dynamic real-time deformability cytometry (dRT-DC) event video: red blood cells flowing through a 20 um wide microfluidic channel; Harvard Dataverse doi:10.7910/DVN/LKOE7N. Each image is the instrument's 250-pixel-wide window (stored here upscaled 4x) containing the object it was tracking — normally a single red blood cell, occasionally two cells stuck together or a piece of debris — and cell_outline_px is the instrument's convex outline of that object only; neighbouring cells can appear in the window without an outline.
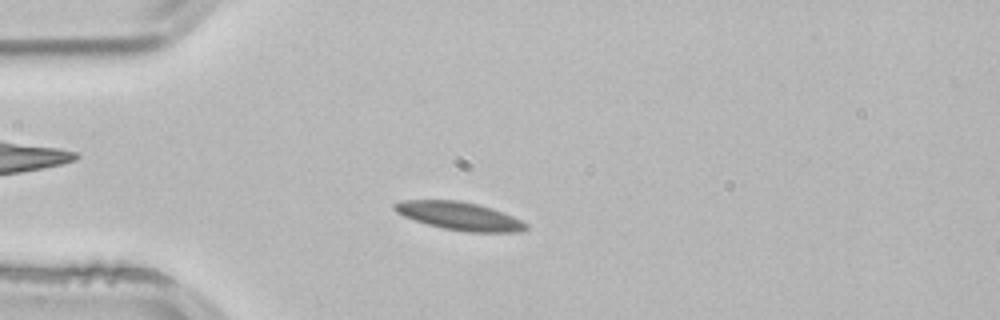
{"species": "common noctule bat (a hibernating species)", "species_latin": "Nyctalus noctula", "temperature_condition": "room temperature", "stored_images_in_passage": 4, "camera_frame_rate_fps": 3000, "um_per_image_px": 0.085, "animal": {"sex": "male", "body_mass_g": 21.5, "forearm_length_mm": 52.0}, "frame": {"image": 1, "passage_image": 4, "time_ms": 1.0, "image_size_px": [1000, 320], "cell_outline_px": [[528, 228], [520, 232], [468, 232], [444, 228], [428, 224], [404, 216], [396, 212], [392, 208], [392, 204], [400, 200], [460, 200], [480, 204], [492, 208], [512, 216], [528, 224]], "centroid_in_image_um": [39.05, 18.35], "position_along_channel_um": 46.0, "area_um2": 21.56}}